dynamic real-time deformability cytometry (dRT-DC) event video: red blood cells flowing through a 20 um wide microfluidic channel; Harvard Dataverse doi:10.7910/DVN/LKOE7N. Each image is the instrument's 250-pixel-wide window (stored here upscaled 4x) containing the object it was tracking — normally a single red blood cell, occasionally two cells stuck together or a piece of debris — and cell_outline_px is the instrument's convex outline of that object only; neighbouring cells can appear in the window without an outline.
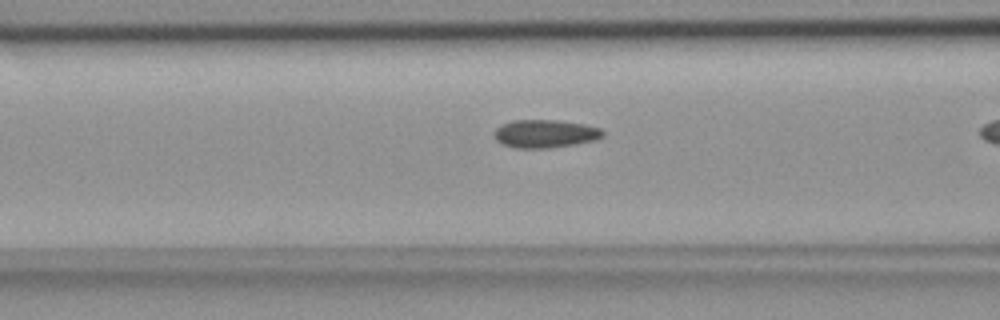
{"species": "common noctule bat (a hibernating species)", "species_latin": "Nyctalus noctula", "temperature_condition": "room temperature", "stored_images_in_passage": 10, "camera_frame_rate_fps": 3000, "um_per_image_px": 0.085, "animal": {"sex": "female", "body_mass_g": 18.4}, "frame": {"image": 1, "passage_image": 9, "time_ms": 2.667, "image_size_px": [1000, 320], "cell_outline_px": [[604, 136], [596, 140], [548, 148], [516, 148], [500, 144], [492, 136], [496, 128], [500, 124], [512, 120], [556, 120], [584, 124], [600, 128], [604, 132]], "centroid_in_image_um": [46.28, 11.36], "position_along_channel_um": 120.3, "area_um2": 17.92}}